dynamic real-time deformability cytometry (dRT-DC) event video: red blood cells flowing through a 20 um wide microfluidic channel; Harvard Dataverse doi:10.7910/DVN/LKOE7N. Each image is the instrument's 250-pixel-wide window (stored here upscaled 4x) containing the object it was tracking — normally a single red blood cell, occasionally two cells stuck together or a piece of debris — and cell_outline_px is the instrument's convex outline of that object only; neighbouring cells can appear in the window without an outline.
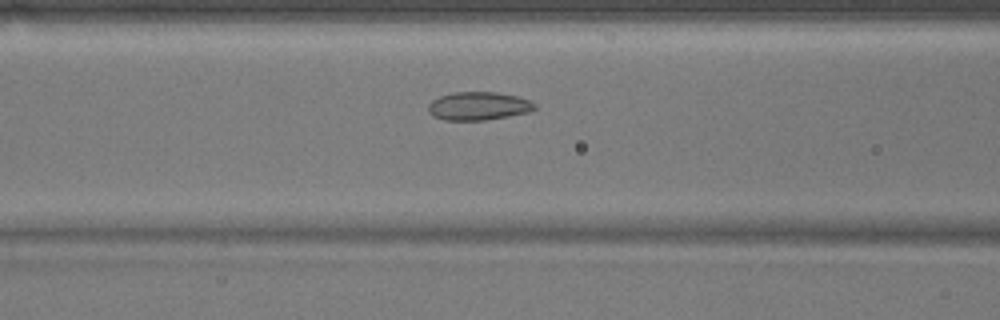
{"species": "common noctule bat (a hibernating species)", "species_latin": "Nyctalus noctula", "temperature_condition": "warm", "stored_images_in_passage": 51, "camera_frame_rate_fps": 3000, "um_per_image_px": 0.085, "animal": {"sex": "male", "body_mass_g": 17.9}, "frame": {"image": 1, "passage_image": 19, "time_ms": 6.0, "image_size_px": [1000, 320], "cell_outline_px": [[536, 108], [528, 112], [508, 116], [484, 120], [444, 120], [432, 116], [428, 112], [428, 104], [432, 100], [440, 96], [452, 92], [496, 92], [516, 96], [528, 100], [536, 104]], "centroid_in_image_um": [40.63, 9.01], "position_along_channel_um": 126.0, "area_um2": 17.51}}
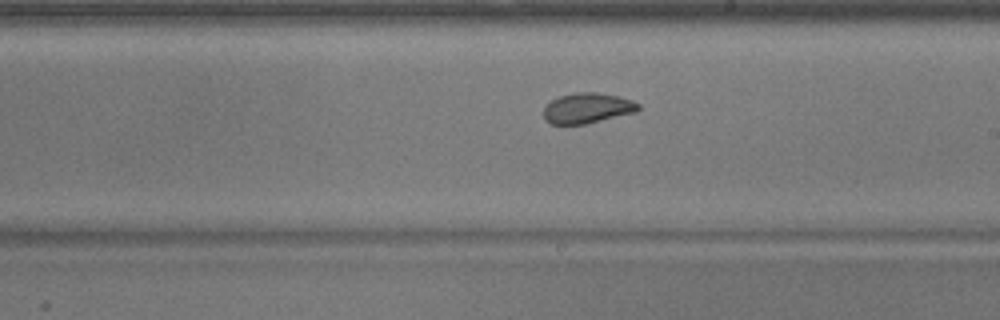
{"frame": {"image": 2, "passage_image": 28, "time_ms": 9.0, "image_size_px": [1000, 320], "cell_outline_px": [[640, 108], [636, 112], [584, 124], [552, 124], [544, 120], [544, 108], [552, 100], [560, 96], [576, 92], [596, 92], [616, 96], [632, 100], [640, 104]], "centroid_in_image_um": [49.92, 9.19], "position_along_channel_um": 239.1, "area_um2": 16.59}}
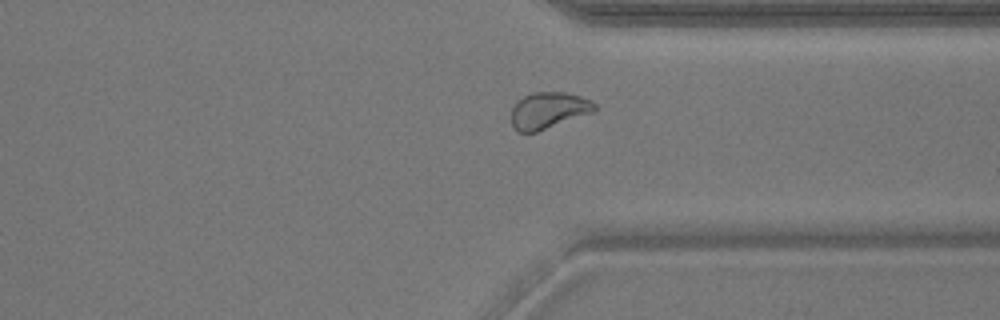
{"frame": {"image": 3, "passage_image": 38, "time_ms": 12.333, "image_size_px": [1000, 320], "cell_outline_px": [[600, 108], [592, 112], [536, 132], [520, 132], [512, 124], [512, 108], [516, 100], [532, 92], [564, 92], [580, 96], [596, 104]], "centroid_in_image_um": [46.61, 9.36], "position_along_channel_um": 364.8, "area_um2": 17.51}, "authors_computed_cell_mechanics": {"area_um2": 18.6116, "velocity_mm_per_s": 3.7809, "shape_relaxation_time_tau1_ms": 4.7194, "shape_relaxation_time_tau2_ms": 1.441, "deformation_change_tau1": 0.0949, "deformation_change_tau2": 0.0537}}